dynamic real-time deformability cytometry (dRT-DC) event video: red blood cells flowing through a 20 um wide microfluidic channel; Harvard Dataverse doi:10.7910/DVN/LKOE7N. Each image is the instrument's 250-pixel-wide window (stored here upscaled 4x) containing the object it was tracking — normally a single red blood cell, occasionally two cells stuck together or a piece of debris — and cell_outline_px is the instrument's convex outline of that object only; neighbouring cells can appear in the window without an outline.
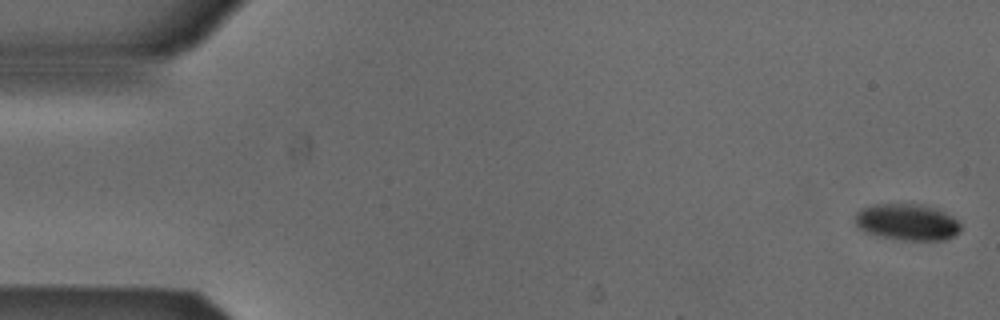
{"species": "Egyptian fruit bat (a non-hibernating species)", "species_latin": "Rousettus aegyptiacus", "temperature_condition": "cold", "stored_images_in_passage": 5, "camera_frame_rate_fps": 3000, "um_per_image_px": 0.085, "animal": {"sex": "male"}, "frame": {"image": 1, "passage_image": 1, "time_ms": 0.0, "image_size_px": [1000, 320], "cell_outline_px": [[960, 232], [944, 240], [904, 240], [876, 236], [864, 232], [856, 228], [856, 212], [864, 208], [876, 204], [908, 204], [932, 208], [944, 212], [952, 216], [960, 224]], "centroid_in_image_um": [77.06, 18.9], "position_along_channel_um": 7.9, "area_um2": 22.2}}
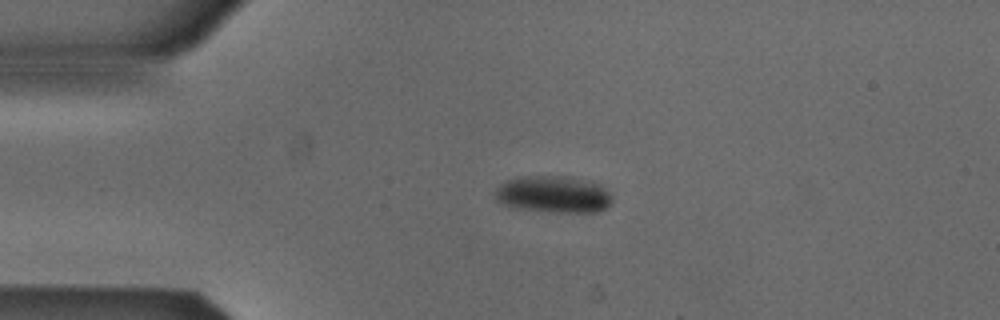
{"frame": {"image": 2, "passage_image": 4, "time_ms": 1.0, "image_size_px": [1000, 320], "cell_outline_px": [[612, 200], [604, 208], [596, 212], [556, 212], [516, 208], [496, 200], [496, 188], [500, 184], [508, 180], [524, 176], [568, 176], [592, 180], [600, 184], [612, 196]], "centroid_in_image_um": [47.07, 16.5], "position_along_channel_um": 37.9, "area_um2": 25.09}}